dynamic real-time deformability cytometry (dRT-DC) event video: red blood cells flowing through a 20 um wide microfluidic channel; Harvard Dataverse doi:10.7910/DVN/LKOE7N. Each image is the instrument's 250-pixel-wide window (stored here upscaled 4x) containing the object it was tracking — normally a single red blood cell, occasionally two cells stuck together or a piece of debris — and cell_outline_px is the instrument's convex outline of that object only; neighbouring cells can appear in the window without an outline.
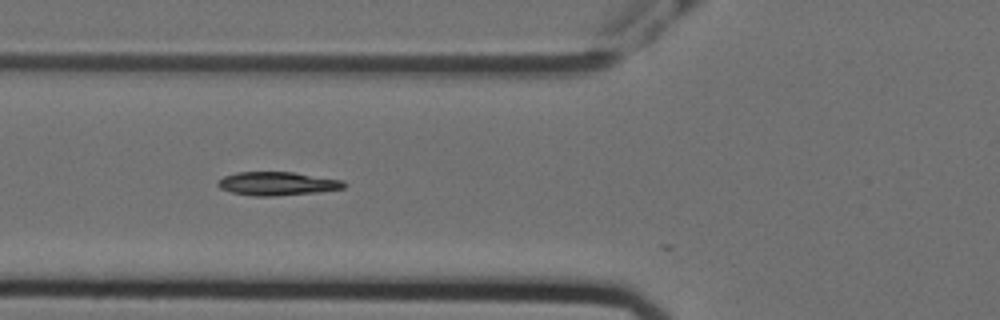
{"species": "Egyptian fruit bat (a non-hibernating species)", "species_latin": "Rousettus aegyptiacus", "temperature_condition": "cold", "stored_images_in_passage": 29, "camera_frame_rate_fps": 3000, "um_per_image_px": 0.085, "animal": {"sex": "female"}, "frame": {"image": 1, "passage_image": 11, "time_ms": 3.333, "image_size_px": [1000, 320], "cell_outline_px": [[348, 184], [344, 188], [320, 192], [272, 196], [252, 196], [232, 192], [220, 188], [216, 184], [224, 176], [236, 172], [292, 172], [344, 180]], "centroid_in_image_um": [23.61, 15.61], "position_along_channel_um": 102.2, "area_um2": 17.34}}
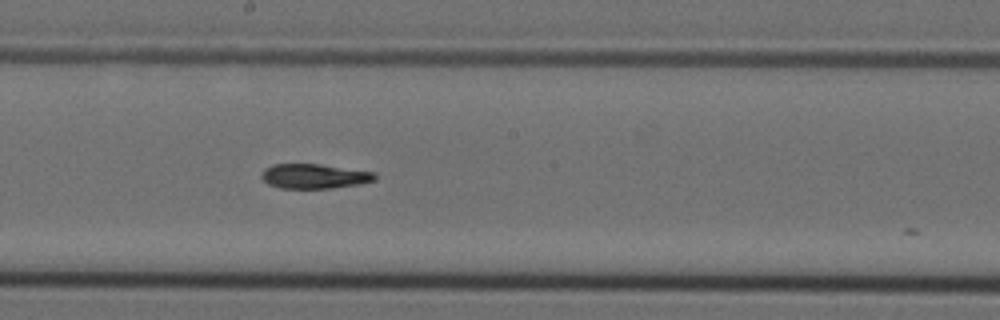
{"frame": {"image": 2, "passage_image": 21, "time_ms": 6.667, "image_size_px": [1000, 320], "cell_outline_px": [[376, 180], [360, 184], [332, 188], [280, 188], [268, 184], [260, 176], [264, 168], [272, 164], [320, 164], [376, 172]], "centroid_in_image_um": [26.72, 14.97], "position_along_channel_um": 221.5, "area_um2": 16.42}}
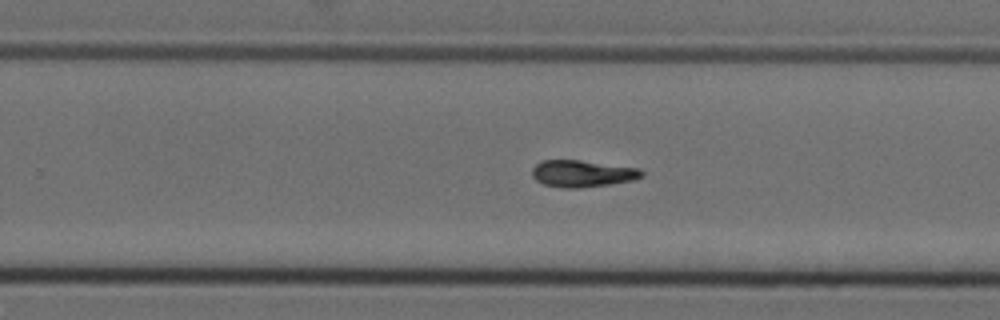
{"frame": {"image": 3, "passage_image": 26, "time_ms": 8.333, "image_size_px": [1000, 320], "cell_outline_px": [[644, 176], [632, 180], [608, 184], [580, 188], [560, 188], [544, 184], [536, 180], [532, 176], [532, 168], [540, 160], [580, 160], [640, 168], [644, 172]], "centroid_in_image_um": [49.49, 14.75], "position_along_channel_um": 280.3, "area_um2": 17.22}}